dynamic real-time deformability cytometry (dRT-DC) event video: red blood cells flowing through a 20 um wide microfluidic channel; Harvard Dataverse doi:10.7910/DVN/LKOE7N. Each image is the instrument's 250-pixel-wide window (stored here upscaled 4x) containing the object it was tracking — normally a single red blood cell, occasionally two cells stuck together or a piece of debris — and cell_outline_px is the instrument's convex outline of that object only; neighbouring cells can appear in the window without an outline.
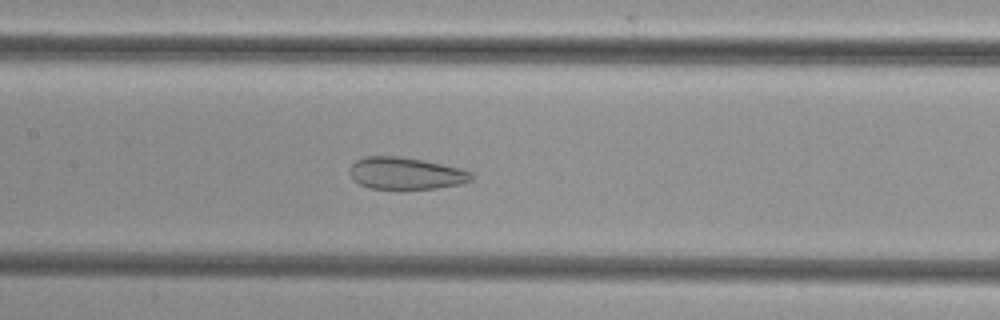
{"species": "common noctule bat (a hibernating species)", "species_latin": "Nyctalus noctula", "temperature_condition": "cold", "stored_images_in_passage": 47, "camera_frame_rate_fps": 3000, "um_per_image_px": 0.085, "animal": {"sex": "female", "body_mass_g": 29.2, "forearm_length_mm": 56.3}, "frame": {"image": 1, "passage_image": 25, "time_ms": 8.0, "image_size_px": [1000, 320], "cell_outline_px": [[472, 180], [460, 184], [436, 188], [368, 188], [352, 180], [348, 172], [348, 168], [356, 160], [364, 156], [400, 156], [424, 160], [460, 168], [472, 172]], "centroid_in_image_um": [34.44, 14.72], "position_along_channel_um": 173.0, "area_um2": 22.77}}
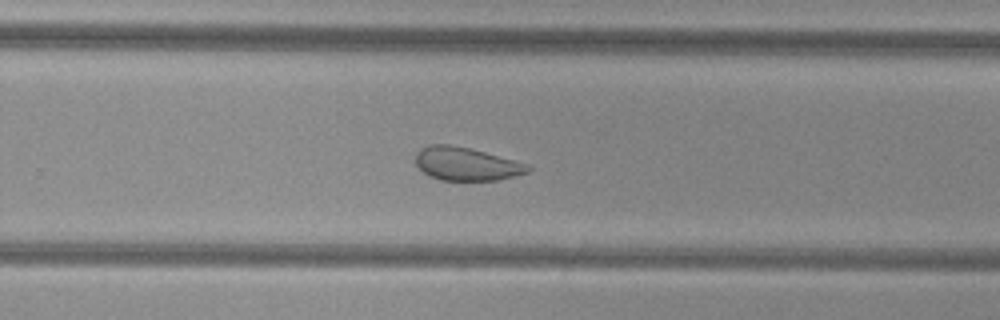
{"frame": {"image": 2, "passage_image": 34, "time_ms": 11.0, "image_size_px": [1000, 320], "cell_outline_px": [[532, 168], [528, 172], [500, 180], [440, 180], [428, 176], [416, 164], [416, 152], [420, 148], [428, 144], [452, 144], [532, 164]], "centroid_in_image_um": [39.65, 13.93], "position_along_channel_um": 290.1, "area_um2": 21.96}}
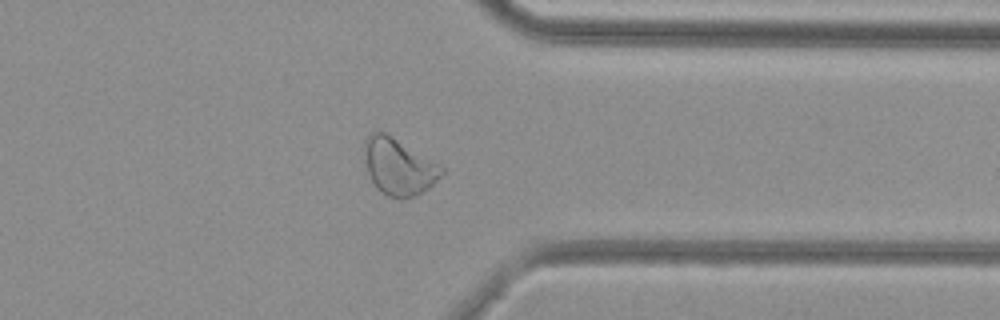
{"frame": {"image": 3, "passage_image": 41, "time_ms": 13.333, "image_size_px": [1000, 320], "cell_outline_px": [[444, 172], [428, 188], [416, 196], [404, 200], [400, 200], [388, 196], [376, 188], [368, 172], [364, 160], [364, 144], [368, 136], [372, 132], [384, 132], [444, 168]], "centroid_in_image_um": [33.85, 14.21], "position_along_channel_um": 377.5, "area_um2": 25.03}}